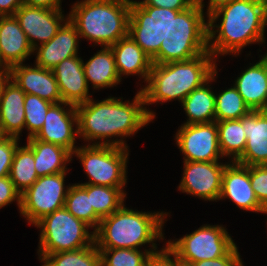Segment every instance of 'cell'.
Returning <instances> with one entry per match:
<instances>
[{"mask_svg":"<svg viewBox=\"0 0 267 266\" xmlns=\"http://www.w3.org/2000/svg\"><path fill=\"white\" fill-rule=\"evenodd\" d=\"M266 30H267V19H266ZM267 32V31H266ZM266 38H267V36H266ZM266 47H267V42H266Z\"/></svg>","mask_w":267,"mask_h":266,"instance_id":"obj_51","label":"cell"},{"mask_svg":"<svg viewBox=\"0 0 267 266\" xmlns=\"http://www.w3.org/2000/svg\"><path fill=\"white\" fill-rule=\"evenodd\" d=\"M134 95L109 93L104 98L94 95L86 103L75 106L78 138L81 144L110 145L130 149L129 139L155 122L149 117L140 90ZM128 98H127V97Z\"/></svg>","mask_w":267,"mask_h":266,"instance_id":"obj_1","label":"cell"},{"mask_svg":"<svg viewBox=\"0 0 267 266\" xmlns=\"http://www.w3.org/2000/svg\"><path fill=\"white\" fill-rule=\"evenodd\" d=\"M172 140L179 150L181 161L217 162L227 161L221 154L216 122L180 124Z\"/></svg>","mask_w":267,"mask_h":266,"instance_id":"obj_13","label":"cell"},{"mask_svg":"<svg viewBox=\"0 0 267 266\" xmlns=\"http://www.w3.org/2000/svg\"><path fill=\"white\" fill-rule=\"evenodd\" d=\"M176 266H194V265L192 263L182 261L176 257Z\"/></svg>","mask_w":267,"mask_h":266,"instance_id":"obj_47","label":"cell"},{"mask_svg":"<svg viewBox=\"0 0 267 266\" xmlns=\"http://www.w3.org/2000/svg\"><path fill=\"white\" fill-rule=\"evenodd\" d=\"M33 228L38 232L37 261L48 254L79 250L94 243V230L65 207L44 216Z\"/></svg>","mask_w":267,"mask_h":266,"instance_id":"obj_8","label":"cell"},{"mask_svg":"<svg viewBox=\"0 0 267 266\" xmlns=\"http://www.w3.org/2000/svg\"><path fill=\"white\" fill-rule=\"evenodd\" d=\"M64 2L65 0H23L25 5L46 9H65L64 6H66L67 3L63 4Z\"/></svg>","mask_w":267,"mask_h":266,"instance_id":"obj_42","label":"cell"},{"mask_svg":"<svg viewBox=\"0 0 267 266\" xmlns=\"http://www.w3.org/2000/svg\"><path fill=\"white\" fill-rule=\"evenodd\" d=\"M22 142L15 137H8L0 142V178L9 176L15 151Z\"/></svg>","mask_w":267,"mask_h":266,"instance_id":"obj_37","label":"cell"},{"mask_svg":"<svg viewBox=\"0 0 267 266\" xmlns=\"http://www.w3.org/2000/svg\"><path fill=\"white\" fill-rule=\"evenodd\" d=\"M145 266H176V255L165 245L148 257Z\"/></svg>","mask_w":267,"mask_h":266,"instance_id":"obj_41","label":"cell"},{"mask_svg":"<svg viewBox=\"0 0 267 266\" xmlns=\"http://www.w3.org/2000/svg\"><path fill=\"white\" fill-rule=\"evenodd\" d=\"M233 0H195V3L200 7L206 16L217 10L223 5H226Z\"/></svg>","mask_w":267,"mask_h":266,"instance_id":"obj_43","label":"cell"},{"mask_svg":"<svg viewBox=\"0 0 267 266\" xmlns=\"http://www.w3.org/2000/svg\"><path fill=\"white\" fill-rule=\"evenodd\" d=\"M243 57L241 61L246 63L239 61L240 70L236 69L237 75L228 74L229 80L251 111H267V48L261 54Z\"/></svg>","mask_w":267,"mask_h":266,"instance_id":"obj_14","label":"cell"},{"mask_svg":"<svg viewBox=\"0 0 267 266\" xmlns=\"http://www.w3.org/2000/svg\"><path fill=\"white\" fill-rule=\"evenodd\" d=\"M140 6H154L169 8L175 11H184L190 8L195 0H135Z\"/></svg>","mask_w":267,"mask_h":266,"instance_id":"obj_40","label":"cell"},{"mask_svg":"<svg viewBox=\"0 0 267 266\" xmlns=\"http://www.w3.org/2000/svg\"><path fill=\"white\" fill-rule=\"evenodd\" d=\"M76 26L68 19L47 43L33 49V63L52 70L62 60L82 54V43Z\"/></svg>","mask_w":267,"mask_h":266,"instance_id":"obj_18","label":"cell"},{"mask_svg":"<svg viewBox=\"0 0 267 266\" xmlns=\"http://www.w3.org/2000/svg\"><path fill=\"white\" fill-rule=\"evenodd\" d=\"M224 66L226 65L218 63V67L220 68H218V70L215 72V122L240 119L251 111L244 102L242 96L237 91L236 87L231 83L230 80H227L229 79L228 76L226 78L221 76L222 72L224 71L223 69L228 71V69H226ZM219 78L226 80H223L222 82L219 80ZM227 83L228 85H224ZM219 84L223 86L221 87Z\"/></svg>","mask_w":267,"mask_h":266,"instance_id":"obj_28","label":"cell"},{"mask_svg":"<svg viewBox=\"0 0 267 266\" xmlns=\"http://www.w3.org/2000/svg\"><path fill=\"white\" fill-rule=\"evenodd\" d=\"M218 68V61L209 51L189 60L153 64L147 82L140 89L149 117L158 121L160 112L156 111L157 107L159 109L173 102L172 106H179L193 90L207 82Z\"/></svg>","mask_w":267,"mask_h":266,"instance_id":"obj_4","label":"cell"},{"mask_svg":"<svg viewBox=\"0 0 267 266\" xmlns=\"http://www.w3.org/2000/svg\"><path fill=\"white\" fill-rule=\"evenodd\" d=\"M33 48L14 15L0 16V67L31 62Z\"/></svg>","mask_w":267,"mask_h":266,"instance_id":"obj_23","label":"cell"},{"mask_svg":"<svg viewBox=\"0 0 267 266\" xmlns=\"http://www.w3.org/2000/svg\"><path fill=\"white\" fill-rule=\"evenodd\" d=\"M130 6L131 0H71L69 20L83 44L110 47L128 35Z\"/></svg>","mask_w":267,"mask_h":266,"instance_id":"obj_5","label":"cell"},{"mask_svg":"<svg viewBox=\"0 0 267 266\" xmlns=\"http://www.w3.org/2000/svg\"><path fill=\"white\" fill-rule=\"evenodd\" d=\"M249 178L259 203L267 210V165L249 166Z\"/></svg>","mask_w":267,"mask_h":266,"instance_id":"obj_36","label":"cell"},{"mask_svg":"<svg viewBox=\"0 0 267 266\" xmlns=\"http://www.w3.org/2000/svg\"><path fill=\"white\" fill-rule=\"evenodd\" d=\"M25 95L16 82L7 76L0 89V123L9 137L22 141L25 138Z\"/></svg>","mask_w":267,"mask_h":266,"instance_id":"obj_24","label":"cell"},{"mask_svg":"<svg viewBox=\"0 0 267 266\" xmlns=\"http://www.w3.org/2000/svg\"><path fill=\"white\" fill-rule=\"evenodd\" d=\"M39 262L44 266H101L100 252L95 242L79 250L48 254Z\"/></svg>","mask_w":267,"mask_h":266,"instance_id":"obj_33","label":"cell"},{"mask_svg":"<svg viewBox=\"0 0 267 266\" xmlns=\"http://www.w3.org/2000/svg\"><path fill=\"white\" fill-rule=\"evenodd\" d=\"M73 172H61L39 177L30 188L21 194L19 217L33 227L44 216L64 207L70 186L68 178ZM67 178V179H66Z\"/></svg>","mask_w":267,"mask_h":266,"instance_id":"obj_10","label":"cell"},{"mask_svg":"<svg viewBox=\"0 0 267 266\" xmlns=\"http://www.w3.org/2000/svg\"><path fill=\"white\" fill-rule=\"evenodd\" d=\"M184 117L180 124L215 122V73L202 86L193 90L179 105Z\"/></svg>","mask_w":267,"mask_h":266,"instance_id":"obj_27","label":"cell"},{"mask_svg":"<svg viewBox=\"0 0 267 266\" xmlns=\"http://www.w3.org/2000/svg\"><path fill=\"white\" fill-rule=\"evenodd\" d=\"M16 205L19 214L21 208V194L15 189L9 176L0 178V211L8 206Z\"/></svg>","mask_w":267,"mask_h":266,"instance_id":"obj_38","label":"cell"},{"mask_svg":"<svg viewBox=\"0 0 267 266\" xmlns=\"http://www.w3.org/2000/svg\"><path fill=\"white\" fill-rule=\"evenodd\" d=\"M180 11L154 6H140L131 0L128 35L153 60L161 42L169 35L170 19Z\"/></svg>","mask_w":267,"mask_h":266,"instance_id":"obj_11","label":"cell"},{"mask_svg":"<svg viewBox=\"0 0 267 266\" xmlns=\"http://www.w3.org/2000/svg\"><path fill=\"white\" fill-rule=\"evenodd\" d=\"M242 266H248V265L246 264V262L243 261ZM262 266H267V265H262Z\"/></svg>","mask_w":267,"mask_h":266,"instance_id":"obj_49","label":"cell"},{"mask_svg":"<svg viewBox=\"0 0 267 266\" xmlns=\"http://www.w3.org/2000/svg\"><path fill=\"white\" fill-rule=\"evenodd\" d=\"M240 120L247 141L236 163L244 166L267 165V111H250Z\"/></svg>","mask_w":267,"mask_h":266,"instance_id":"obj_25","label":"cell"},{"mask_svg":"<svg viewBox=\"0 0 267 266\" xmlns=\"http://www.w3.org/2000/svg\"><path fill=\"white\" fill-rule=\"evenodd\" d=\"M52 104L39 96L25 95V139L34 137L39 132L44 124L47 111Z\"/></svg>","mask_w":267,"mask_h":266,"instance_id":"obj_35","label":"cell"},{"mask_svg":"<svg viewBox=\"0 0 267 266\" xmlns=\"http://www.w3.org/2000/svg\"><path fill=\"white\" fill-rule=\"evenodd\" d=\"M179 237H166V246L182 261L194 263L224 256L238 241L232 236L227 224L205 223ZM234 238V239H233Z\"/></svg>","mask_w":267,"mask_h":266,"instance_id":"obj_9","label":"cell"},{"mask_svg":"<svg viewBox=\"0 0 267 266\" xmlns=\"http://www.w3.org/2000/svg\"><path fill=\"white\" fill-rule=\"evenodd\" d=\"M131 149L110 145L80 144L72 153L85 177L76 183L106 187H128ZM129 174V175H128Z\"/></svg>","mask_w":267,"mask_h":266,"instance_id":"obj_7","label":"cell"},{"mask_svg":"<svg viewBox=\"0 0 267 266\" xmlns=\"http://www.w3.org/2000/svg\"><path fill=\"white\" fill-rule=\"evenodd\" d=\"M7 76H8V69L4 67H0V89H1L2 83L7 78Z\"/></svg>","mask_w":267,"mask_h":266,"instance_id":"obj_45","label":"cell"},{"mask_svg":"<svg viewBox=\"0 0 267 266\" xmlns=\"http://www.w3.org/2000/svg\"><path fill=\"white\" fill-rule=\"evenodd\" d=\"M229 161L193 162L182 161L179 184L176 192L183 196L188 195L203 201L216 204L219 200L222 187V177L225 166ZM178 185V186H177Z\"/></svg>","mask_w":267,"mask_h":266,"instance_id":"obj_12","label":"cell"},{"mask_svg":"<svg viewBox=\"0 0 267 266\" xmlns=\"http://www.w3.org/2000/svg\"><path fill=\"white\" fill-rule=\"evenodd\" d=\"M265 220L263 221V222H265V227H266V229H265V233L267 234V215L265 216V218H264ZM267 236V235H266ZM265 236V238L267 239V237ZM267 241V240H266ZM266 247H267V245H266Z\"/></svg>","mask_w":267,"mask_h":266,"instance_id":"obj_48","label":"cell"},{"mask_svg":"<svg viewBox=\"0 0 267 266\" xmlns=\"http://www.w3.org/2000/svg\"><path fill=\"white\" fill-rule=\"evenodd\" d=\"M160 250L127 248L99 249L101 266H145L148 257Z\"/></svg>","mask_w":267,"mask_h":266,"instance_id":"obj_34","label":"cell"},{"mask_svg":"<svg viewBox=\"0 0 267 266\" xmlns=\"http://www.w3.org/2000/svg\"><path fill=\"white\" fill-rule=\"evenodd\" d=\"M127 202L128 200L117 211L101 219L94 231L96 247L161 250L166 245V226L173 219L174 211L145 210V206L142 209Z\"/></svg>","mask_w":267,"mask_h":266,"instance_id":"obj_3","label":"cell"},{"mask_svg":"<svg viewBox=\"0 0 267 266\" xmlns=\"http://www.w3.org/2000/svg\"><path fill=\"white\" fill-rule=\"evenodd\" d=\"M266 19L262 0H233L221 6L207 16L208 51L218 63L261 54L267 48Z\"/></svg>","mask_w":267,"mask_h":266,"instance_id":"obj_2","label":"cell"},{"mask_svg":"<svg viewBox=\"0 0 267 266\" xmlns=\"http://www.w3.org/2000/svg\"><path fill=\"white\" fill-rule=\"evenodd\" d=\"M73 179L66 195L64 207L77 219L84 221L94 231L98 228L101 219L95 214L88 196V184H78Z\"/></svg>","mask_w":267,"mask_h":266,"instance_id":"obj_32","label":"cell"},{"mask_svg":"<svg viewBox=\"0 0 267 266\" xmlns=\"http://www.w3.org/2000/svg\"><path fill=\"white\" fill-rule=\"evenodd\" d=\"M82 59V55L64 59L52 69L62 101L74 106L95 95L87 84Z\"/></svg>","mask_w":267,"mask_h":266,"instance_id":"obj_22","label":"cell"},{"mask_svg":"<svg viewBox=\"0 0 267 266\" xmlns=\"http://www.w3.org/2000/svg\"><path fill=\"white\" fill-rule=\"evenodd\" d=\"M218 143L221 154L229 162H236L246 146V135L240 119L217 121Z\"/></svg>","mask_w":267,"mask_h":266,"instance_id":"obj_29","label":"cell"},{"mask_svg":"<svg viewBox=\"0 0 267 266\" xmlns=\"http://www.w3.org/2000/svg\"><path fill=\"white\" fill-rule=\"evenodd\" d=\"M241 242L236 243L224 256L217 259L201 260L192 263L194 266H242L245 256L242 255L240 246Z\"/></svg>","mask_w":267,"mask_h":266,"instance_id":"obj_39","label":"cell"},{"mask_svg":"<svg viewBox=\"0 0 267 266\" xmlns=\"http://www.w3.org/2000/svg\"><path fill=\"white\" fill-rule=\"evenodd\" d=\"M32 48L50 41L69 19L65 9H46L23 4L14 14Z\"/></svg>","mask_w":267,"mask_h":266,"instance_id":"obj_16","label":"cell"},{"mask_svg":"<svg viewBox=\"0 0 267 266\" xmlns=\"http://www.w3.org/2000/svg\"><path fill=\"white\" fill-rule=\"evenodd\" d=\"M129 188L127 187H106L88 184V196L95 214L103 219L117 211L129 200ZM128 198V199H127Z\"/></svg>","mask_w":267,"mask_h":266,"instance_id":"obj_30","label":"cell"},{"mask_svg":"<svg viewBox=\"0 0 267 266\" xmlns=\"http://www.w3.org/2000/svg\"><path fill=\"white\" fill-rule=\"evenodd\" d=\"M208 51L207 16L194 3L170 19L169 35L161 42L153 64L189 60Z\"/></svg>","mask_w":267,"mask_h":266,"instance_id":"obj_6","label":"cell"},{"mask_svg":"<svg viewBox=\"0 0 267 266\" xmlns=\"http://www.w3.org/2000/svg\"><path fill=\"white\" fill-rule=\"evenodd\" d=\"M267 8V0H262Z\"/></svg>","mask_w":267,"mask_h":266,"instance_id":"obj_50","label":"cell"},{"mask_svg":"<svg viewBox=\"0 0 267 266\" xmlns=\"http://www.w3.org/2000/svg\"><path fill=\"white\" fill-rule=\"evenodd\" d=\"M121 81L134 78L135 90H140L148 80L152 68V59L127 35L110 46ZM137 80V81H136Z\"/></svg>","mask_w":267,"mask_h":266,"instance_id":"obj_19","label":"cell"},{"mask_svg":"<svg viewBox=\"0 0 267 266\" xmlns=\"http://www.w3.org/2000/svg\"><path fill=\"white\" fill-rule=\"evenodd\" d=\"M32 149L22 142L16 149L11 164L9 177L15 189L24 193L39 178L35 169Z\"/></svg>","mask_w":267,"mask_h":266,"instance_id":"obj_31","label":"cell"},{"mask_svg":"<svg viewBox=\"0 0 267 266\" xmlns=\"http://www.w3.org/2000/svg\"><path fill=\"white\" fill-rule=\"evenodd\" d=\"M23 142L33 151L35 169L38 177L54 175L61 172H72V153L65 147L44 142L34 137L24 139Z\"/></svg>","mask_w":267,"mask_h":266,"instance_id":"obj_26","label":"cell"},{"mask_svg":"<svg viewBox=\"0 0 267 266\" xmlns=\"http://www.w3.org/2000/svg\"><path fill=\"white\" fill-rule=\"evenodd\" d=\"M35 139L65 147L71 153L81 144L78 138L77 112L74 105L52 104Z\"/></svg>","mask_w":267,"mask_h":266,"instance_id":"obj_17","label":"cell"},{"mask_svg":"<svg viewBox=\"0 0 267 266\" xmlns=\"http://www.w3.org/2000/svg\"><path fill=\"white\" fill-rule=\"evenodd\" d=\"M9 136L6 134L2 124L0 123V142L7 139Z\"/></svg>","mask_w":267,"mask_h":266,"instance_id":"obj_46","label":"cell"},{"mask_svg":"<svg viewBox=\"0 0 267 266\" xmlns=\"http://www.w3.org/2000/svg\"><path fill=\"white\" fill-rule=\"evenodd\" d=\"M92 49H97L94 54L91 52L89 56H82L85 77L91 91L97 94L104 93L106 89L115 91L117 88L125 87L122 86L125 82L122 83L119 77L111 47L100 46Z\"/></svg>","mask_w":267,"mask_h":266,"instance_id":"obj_21","label":"cell"},{"mask_svg":"<svg viewBox=\"0 0 267 266\" xmlns=\"http://www.w3.org/2000/svg\"><path fill=\"white\" fill-rule=\"evenodd\" d=\"M8 76L25 92L39 96L53 104L60 103L62 97L54 73L34 63H22L12 66Z\"/></svg>","mask_w":267,"mask_h":266,"instance_id":"obj_20","label":"cell"},{"mask_svg":"<svg viewBox=\"0 0 267 266\" xmlns=\"http://www.w3.org/2000/svg\"><path fill=\"white\" fill-rule=\"evenodd\" d=\"M23 4V0H0V16L14 15Z\"/></svg>","mask_w":267,"mask_h":266,"instance_id":"obj_44","label":"cell"},{"mask_svg":"<svg viewBox=\"0 0 267 266\" xmlns=\"http://www.w3.org/2000/svg\"><path fill=\"white\" fill-rule=\"evenodd\" d=\"M230 202L235 206L237 212L259 214L263 217L267 215V210L259 203L252 188L249 178V166H244L236 162H229L222 177L221 194L218 204ZM232 202V203H231Z\"/></svg>","mask_w":267,"mask_h":266,"instance_id":"obj_15","label":"cell"}]
</instances>
